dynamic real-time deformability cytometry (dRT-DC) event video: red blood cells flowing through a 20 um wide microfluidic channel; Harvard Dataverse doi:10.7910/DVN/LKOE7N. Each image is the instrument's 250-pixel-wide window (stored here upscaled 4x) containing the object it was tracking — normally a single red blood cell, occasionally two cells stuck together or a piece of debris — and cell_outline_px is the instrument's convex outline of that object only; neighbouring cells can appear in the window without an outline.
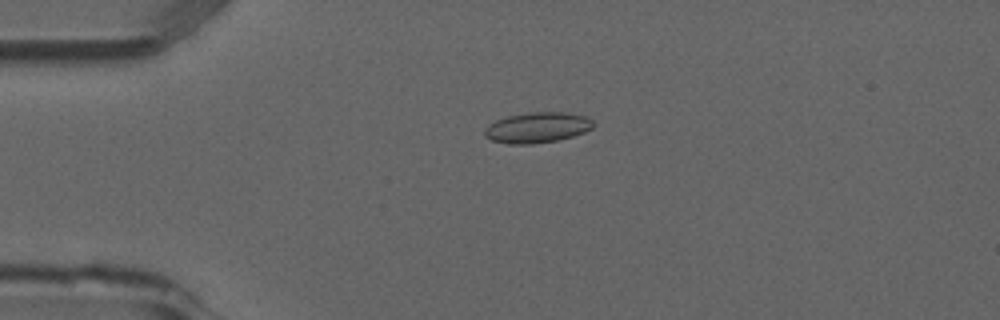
{"species": "common noctule bat (a hibernating species)", "species_latin": "Nyctalus noctula", "temperature_condition": "room temperature", "stored_images_in_passage": 44, "camera_frame_rate_fps": 3000, "um_per_image_px": 0.085, "animal": {"sex": "male", "forearm_length_mm": 52.5}, "frame": {"image": 1, "passage_image": 4, "time_ms": 1.0, "image_size_px": [1000, 320], "cell_outline_px": [[596, 124], [592, 128], [584, 132], [572, 136], [556, 140], [532, 144], [508, 144], [492, 140], [484, 136], [484, 128], [488, 124], [496, 120], [508, 116], [528, 112], [564, 112], [584, 116], [592, 120]], "centroid_in_image_um": [45.64, 10.84], "position_along_channel_um": 39.4, "area_um2": 19.36}}
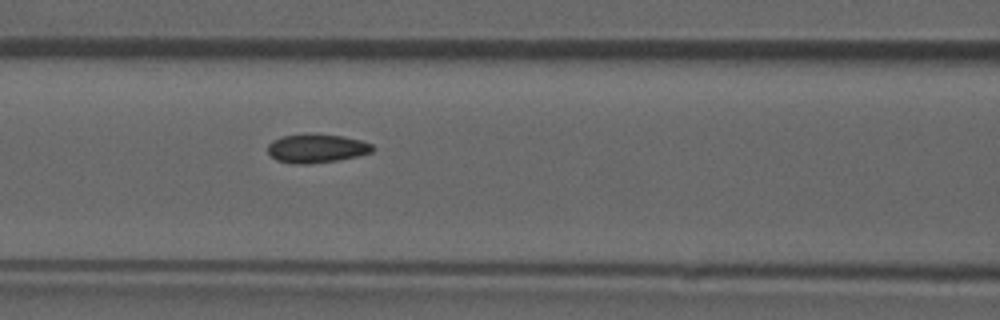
{"frame": {"image": 2, "passage_image": 14, "time_ms": 4.333, "image_size_px": [1000, 320], "cell_outline_px": [[376, 148], [372, 152], [356, 156], [336, 160], [308, 164], [292, 164], [276, 160], [268, 152], [268, 144], [272, 140], [284, 136], [308, 132], [340, 136], [360, 140], [372, 144]], "centroid_in_image_um": [26.89, 12.6], "position_along_channel_um": 139.7, "area_um2": 17.69}}
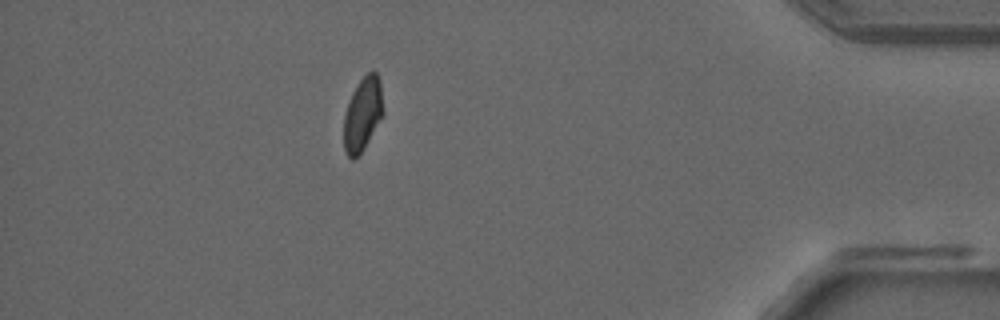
{"frame": {"image": 3, "passage_image": 38, "time_ms": 12.333, "image_size_px": [1000, 320], "cell_outline_px": [[384, 112], [364, 148], [352, 160], [348, 156], [344, 148], [344, 116], [352, 92], [360, 80], [372, 68], [376, 72], [380, 80]], "centroid_in_image_um": [30.83, 9.65], "position_along_channel_um": 404.4, "area_um2": 16.7}, "authors_computed_cell_mechanics": {"area_um2": 17.629, "velocity_mm_per_s": 3.907, "shape_relaxation_time_tau1_ms": null, "shape_relaxation_time_tau2_ms": 0.9292, "deformation_change_tau1": null, "deformation_change_tau2": 0.0559}}